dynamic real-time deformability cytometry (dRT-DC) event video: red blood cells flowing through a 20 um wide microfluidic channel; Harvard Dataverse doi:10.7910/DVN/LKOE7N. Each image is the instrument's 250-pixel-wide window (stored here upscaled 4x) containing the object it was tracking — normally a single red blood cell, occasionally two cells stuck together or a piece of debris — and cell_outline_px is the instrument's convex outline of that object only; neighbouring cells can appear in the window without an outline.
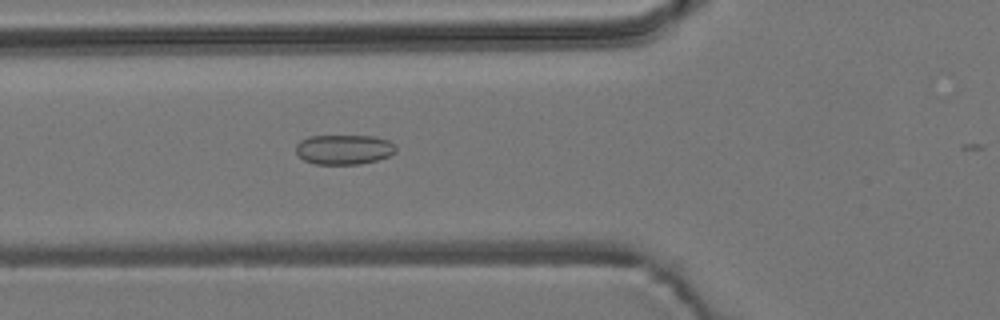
{"species": "common noctule bat (a hibernating species)", "species_latin": "Nyctalus noctula", "temperature_condition": "room temperature", "stored_images_in_passage": 40, "camera_frame_rate_fps": 3000, "um_per_image_px": 0.085, "animal": {"sex": "male", "body_mass_g": 19.2, "forearm_length_mm": 51.8}, "frame": {"image": 1, "passage_image": 12, "time_ms": 3.667, "image_size_px": [1000, 320], "cell_outline_px": [[396, 152], [388, 156], [376, 160], [360, 164], [316, 164], [304, 160], [296, 152], [296, 144], [300, 140], [308, 136], [376, 136], [388, 140], [396, 144]], "centroid_in_image_um": [29.25, 12.7], "position_along_channel_um": 96.5, "area_um2": 17.46}}
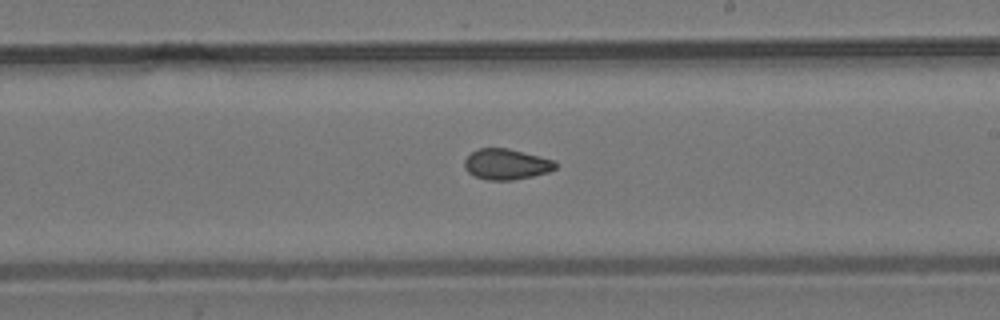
{"frame": {"image": 2, "passage_image": 24, "time_ms": 7.667, "image_size_px": [1000, 320], "cell_outline_px": [[556, 168], [548, 172], [532, 176], [512, 180], [488, 180], [476, 176], [468, 172], [464, 168], [464, 160], [472, 152], [480, 148], [508, 148], [556, 160]], "centroid_in_image_um": [43.05, 13.95], "position_along_channel_um": 246.0, "area_um2": 16.24}}
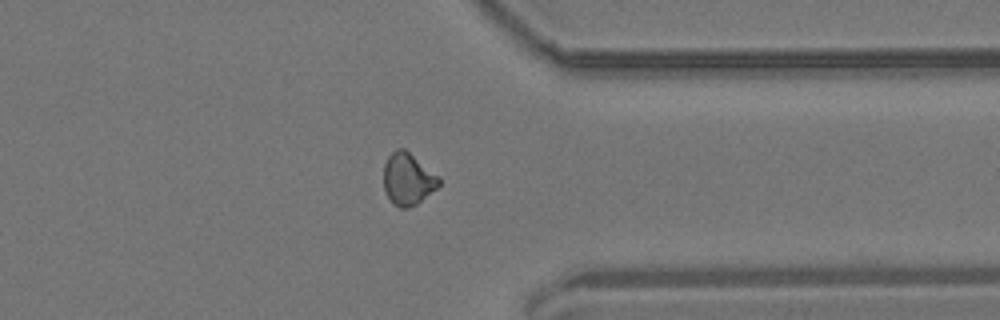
{"frame": {"image": 3, "passage_image": 35, "time_ms": 11.333, "image_size_px": [1000, 320], "cell_outline_px": [[440, 184], [436, 188], [416, 204], [408, 208], [400, 208], [392, 204], [384, 188], [384, 164], [388, 156], [396, 148], [404, 148], [440, 176]], "centroid_in_image_um": [34.67, 15.21], "position_along_channel_um": 376.7, "area_um2": 16.76}}